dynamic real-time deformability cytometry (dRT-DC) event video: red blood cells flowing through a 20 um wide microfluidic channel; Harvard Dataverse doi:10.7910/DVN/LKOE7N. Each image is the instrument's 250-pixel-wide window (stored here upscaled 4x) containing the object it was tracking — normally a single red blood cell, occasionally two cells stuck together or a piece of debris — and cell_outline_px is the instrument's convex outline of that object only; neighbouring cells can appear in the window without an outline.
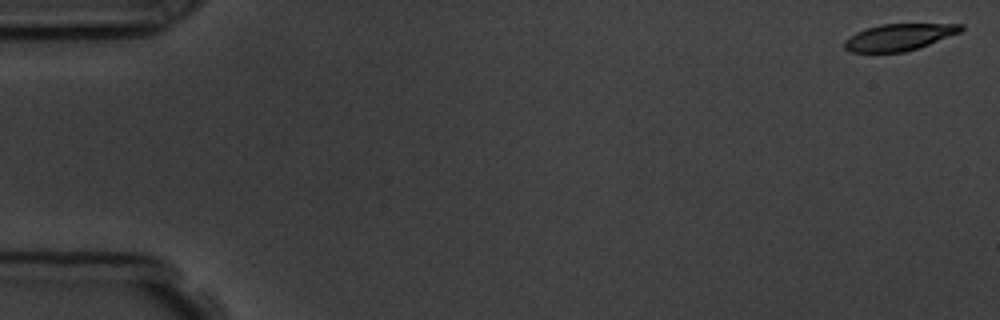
{"species": "common noctule bat (a hibernating species)", "species_latin": "Nyctalus noctula", "temperature_condition": "room temperature", "stored_images_in_passage": 6, "camera_frame_rate_fps": 3000, "um_per_image_px": 0.085, "animal": {"sex": "male", "body_mass_g": 19.5, "forearm_length_mm": 54.6}, "frame": {"image": 1, "passage_image": 1, "time_ms": 0.0, "image_size_px": [1000, 320], "cell_outline_px": [[964, 28], [960, 32], [928, 44], [904, 52], [848, 52], [844, 48], [844, 40], [848, 36], [856, 32], [880, 24], [964, 24]], "centroid_in_image_um": [76.37, 3.15], "position_along_channel_um": 8.6, "area_um2": 17.98}}
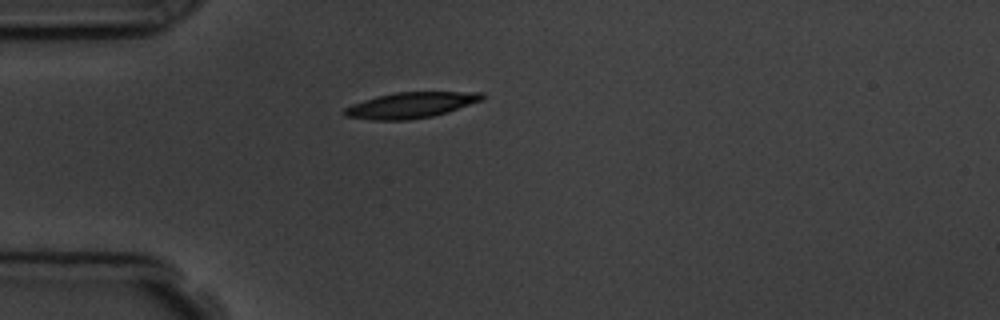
{"frame": {"image": 2, "passage_image": 5, "time_ms": 4.667, "image_size_px": [1000, 320], "cell_outline_px": [[484, 100], [448, 112], [432, 116], [408, 120], [372, 120], [344, 116], [340, 112], [344, 108], [352, 104], [376, 96], [396, 92], [484, 92]], "centroid_in_image_um": [34.91, 8.94], "position_along_channel_um": 50.1, "area_um2": 20.87}}